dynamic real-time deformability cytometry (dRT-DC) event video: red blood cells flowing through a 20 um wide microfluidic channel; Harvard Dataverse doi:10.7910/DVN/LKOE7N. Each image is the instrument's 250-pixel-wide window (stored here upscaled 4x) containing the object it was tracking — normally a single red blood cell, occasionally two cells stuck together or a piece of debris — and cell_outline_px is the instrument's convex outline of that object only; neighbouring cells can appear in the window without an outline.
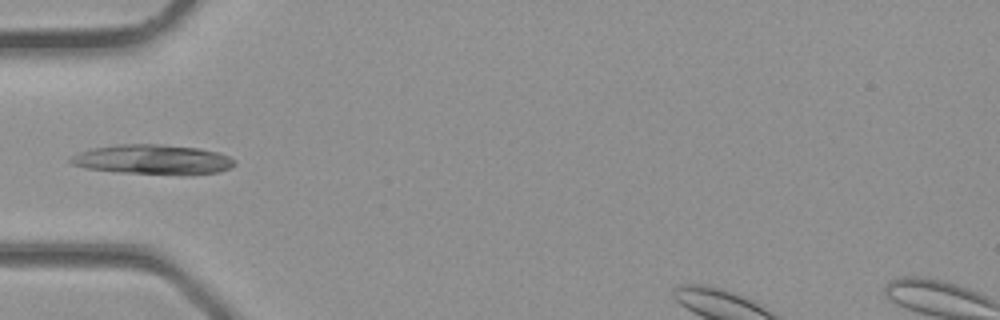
{"species": "common noctule bat (a hibernating species)", "species_latin": "Nyctalus noctula", "temperature_condition": "room temperature", "stored_images_in_passage": 15, "camera_frame_rate_fps": 3000, "um_per_image_px": 0.085, "animal": {"sex": "male", "body_mass_g": 23.1, "forearm_length_mm": 52.7}, "frame": {"image": 1, "passage_image": 1, "time_ms": 0.0, "image_size_px": [1000, 320], "cell_outline_px": [[236, 164], [220, 172], [116, 172], [84, 168], [72, 164], [68, 160], [72, 156], [80, 152], [92, 148], [116, 144], [156, 144], [200, 148], [220, 152], [236, 160]], "centroid_in_image_um": [12.93, 13.51], "position_along_channel_um": 72.1, "area_um2": 27.51}}
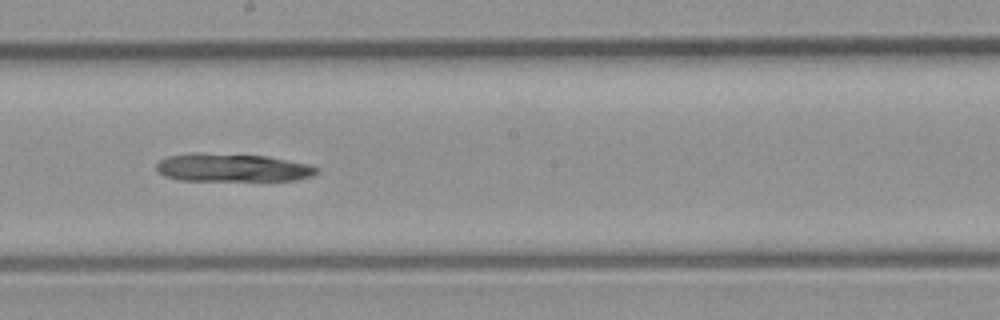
{"frame": {"image": 2, "passage_image": 9, "time_ms": 2.667, "image_size_px": [1000, 320], "cell_outline_px": [[320, 172], [312, 176], [296, 180], [180, 180], [164, 176], [156, 168], [156, 164], [160, 160], [168, 156], [192, 152], [196, 152], [268, 156], [308, 164], [320, 168]], "centroid_in_image_um": [19.77, 14.24], "position_along_channel_um": 228.4, "area_um2": 26.36}}
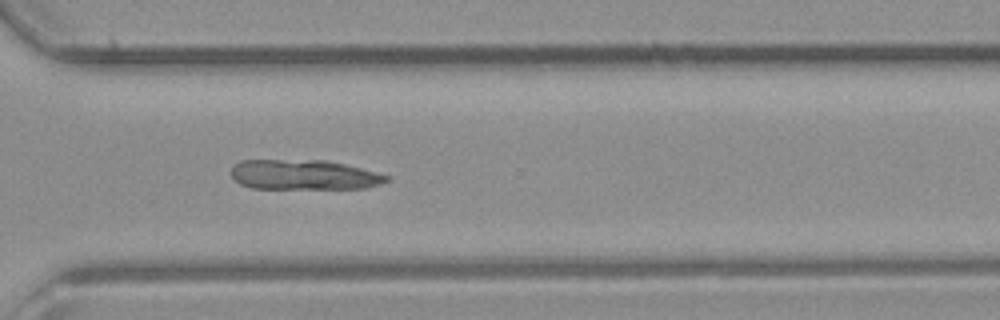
{"frame": {"image": 3, "passage_image": 15, "time_ms": 4.667, "image_size_px": [1000, 320], "cell_outline_px": [[388, 180], [380, 184], [364, 188], [252, 188], [240, 184], [232, 176], [232, 168], [240, 160], [324, 160], [344, 164], [360, 168], [388, 176]], "centroid_in_image_um": [25.8, 14.85], "position_along_channel_um": 344.8, "area_um2": 26.7}}